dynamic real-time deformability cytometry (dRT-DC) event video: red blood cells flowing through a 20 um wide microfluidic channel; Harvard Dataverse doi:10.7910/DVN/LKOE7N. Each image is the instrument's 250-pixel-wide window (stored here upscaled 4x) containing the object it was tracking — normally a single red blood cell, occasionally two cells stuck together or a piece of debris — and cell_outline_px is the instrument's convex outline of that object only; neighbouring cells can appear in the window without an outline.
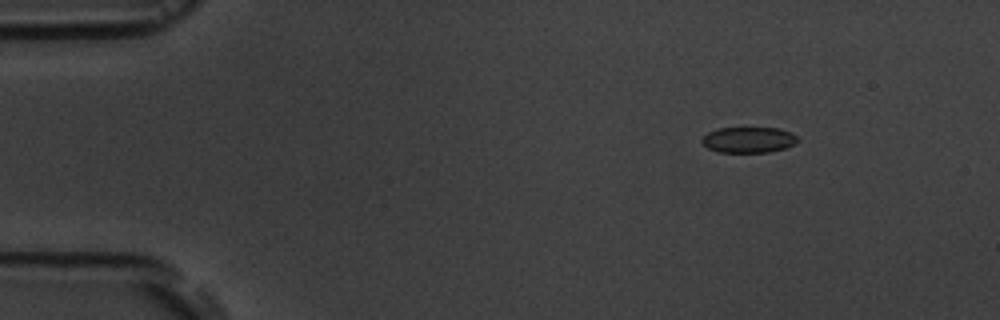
{"species": "common noctule bat (a hibernating species)", "species_latin": "Nyctalus noctula", "temperature_condition": "room temperature", "stored_images_in_passage": 6, "camera_frame_rate_fps": 3000, "um_per_image_px": 0.085, "animal": {"sex": "male", "body_mass_g": 19.5, "forearm_length_mm": 54.6}, "frame": {"image": 1, "passage_image": 2, "time_ms": 1.333, "image_size_px": [1000, 320], "cell_outline_px": [[800, 140], [796, 144], [784, 148], [768, 152], [716, 152], [708, 148], [700, 140], [708, 132], [716, 128], [780, 128], [792, 132]], "centroid_in_image_um": [63.65, 11.88], "position_along_channel_um": 21.4, "area_um2": 14.51}}
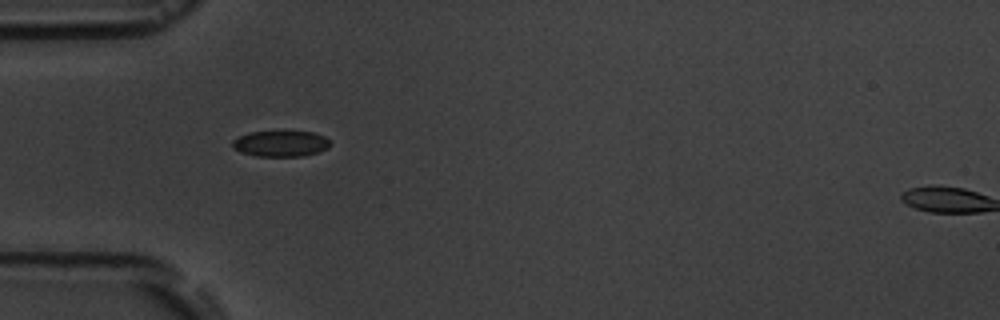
{"frame": {"image": 2, "passage_image": 5, "time_ms": 4.667, "image_size_px": [1000, 320], "cell_outline_px": [[332, 144], [328, 148], [320, 152], [304, 156], [256, 156], [240, 152], [232, 148], [232, 140], [248, 132], [312, 132], [324, 136]], "centroid_in_image_um": [23.86, 12.22], "position_along_channel_um": 61.1, "area_um2": 14.8}}
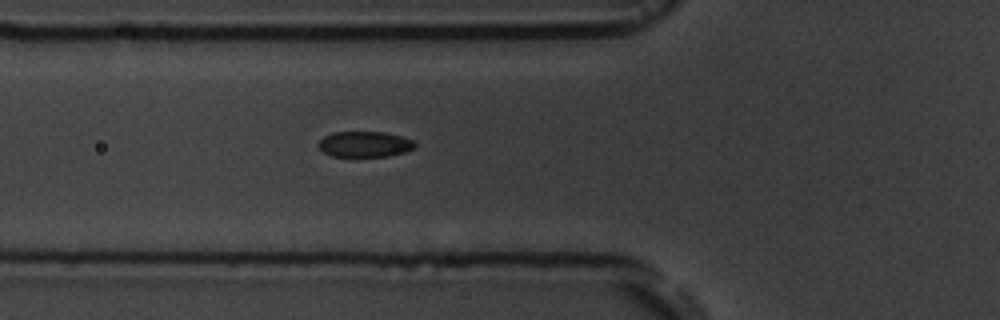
{"frame": {"image": 3, "passage_image": 6, "time_ms": 5.667, "image_size_px": [1000, 320], "cell_outline_px": [[416, 148], [404, 152], [388, 156], [356, 160], [332, 156], [324, 152], [320, 148], [320, 140], [324, 136], [332, 132], [384, 132], [400, 136], [412, 140], [416, 144]], "centroid_in_image_um": [30.99, 12.31], "position_along_channel_um": 94.8, "area_um2": 15.09}}